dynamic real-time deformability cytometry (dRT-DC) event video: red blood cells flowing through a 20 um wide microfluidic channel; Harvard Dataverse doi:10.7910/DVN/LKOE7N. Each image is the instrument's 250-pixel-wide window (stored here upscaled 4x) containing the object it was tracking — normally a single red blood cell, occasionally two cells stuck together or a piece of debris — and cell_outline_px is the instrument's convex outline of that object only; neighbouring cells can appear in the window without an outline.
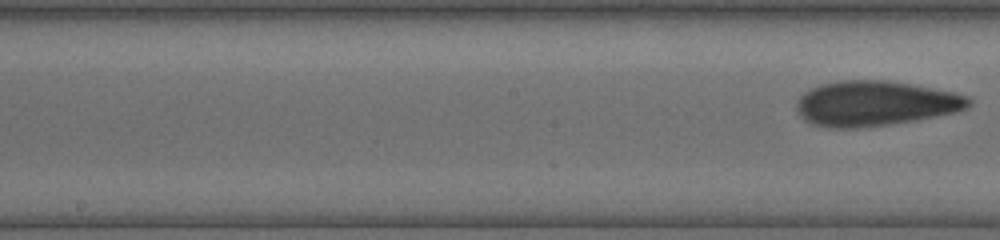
{"species": "human", "species_latin": "Homo sapiens", "temperature_condition": "cold", "stored_images_in_passage": 9, "segment_of_instrument_passage": [2, 2], "camera_frame_rate_fps": 3000, "um_per_image_px": 0.085, "donor": {"sex": "female"}, "frame": {"image": 1, "passage_image": 9, "time_ms": 6.333, "image_size_px": [1000, 240], "cell_outline_px": [[972, 104], [968, 108], [956, 112], [916, 120], [888, 124], [856, 128], [832, 128], [812, 124], [804, 120], [800, 116], [796, 108], [796, 100], [808, 88], [820, 84], [836, 80], [884, 80], [932, 88], [952, 92], [968, 96], [972, 100]], "centroid_in_image_um": [74.35, 8.79], "position_along_channel_um": 173.9, "area_um2": 45.37}}